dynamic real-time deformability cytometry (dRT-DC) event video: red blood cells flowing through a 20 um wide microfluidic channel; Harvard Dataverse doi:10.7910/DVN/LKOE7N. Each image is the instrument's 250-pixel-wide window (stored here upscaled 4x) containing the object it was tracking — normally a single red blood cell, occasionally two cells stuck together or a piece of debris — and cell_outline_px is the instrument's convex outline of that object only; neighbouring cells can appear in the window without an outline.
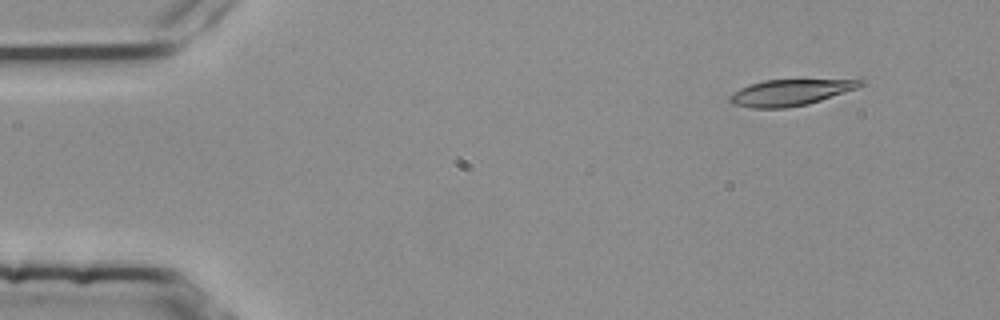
{"species": "common noctule bat (a hibernating species)", "species_latin": "Nyctalus noctula", "temperature_condition": "room temperature", "stored_images_in_passage": 4, "camera_frame_rate_fps": 3000, "um_per_image_px": 0.085, "animal": {"sex": "female", "body_mass_g": 25.1}, "frame": {"image": 1, "passage_image": 2, "time_ms": 0.333, "image_size_px": [1000, 320], "cell_outline_px": [[864, 84], [856, 88], [808, 104], [788, 108], [752, 108], [732, 104], [728, 100], [728, 96], [740, 88], [748, 84], [764, 80], [864, 80]], "centroid_in_image_um": [67.08, 7.87], "position_along_channel_um": 17.9, "area_um2": 19.71}}